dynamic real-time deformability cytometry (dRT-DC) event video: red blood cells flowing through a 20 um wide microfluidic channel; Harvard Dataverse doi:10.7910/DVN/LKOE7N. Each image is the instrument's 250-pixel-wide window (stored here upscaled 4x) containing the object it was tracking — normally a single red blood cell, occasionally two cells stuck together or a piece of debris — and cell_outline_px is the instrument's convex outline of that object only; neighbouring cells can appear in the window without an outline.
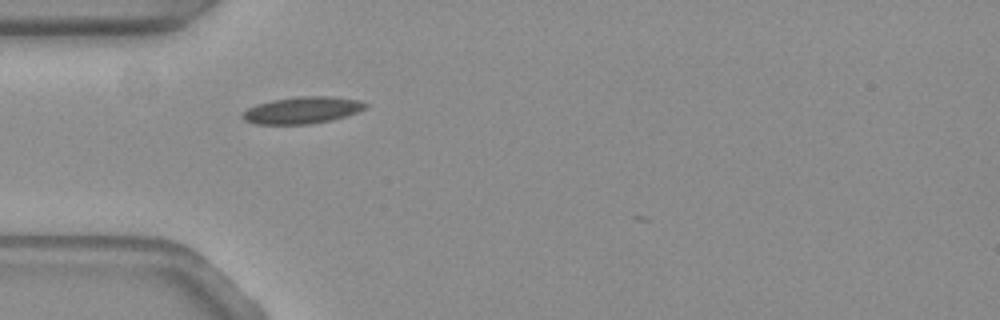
{"species": "common noctule bat (a hibernating species)", "species_latin": "Nyctalus noctula", "temperature_condition": "warm", "stored_images_in_passage": 31, "camera_frame_rate_fps": 3000, "um_per_image_px": 0.085, "animal": {"sex": "female", "body_mass_g": 19.3, "forearm_length_mm": 54.1}, "frame": {"image": 1, "passage_image": 1, "time_ms": 0.0, "image_size_px": [1000, 320], "cell_outline_px": [[368, 104], [364, 108], [356, 112], [332, 120], [312, 124], [256, 124], [244, 120], [240, 116], [240, 112], [256, 104], [272, 100], [296, 96], [332, 96], [360, 100]], "centroid_in_image_um": [25.64, 9.36], "position_along_channel_um": 59.4, "area_um2": 19.36}}
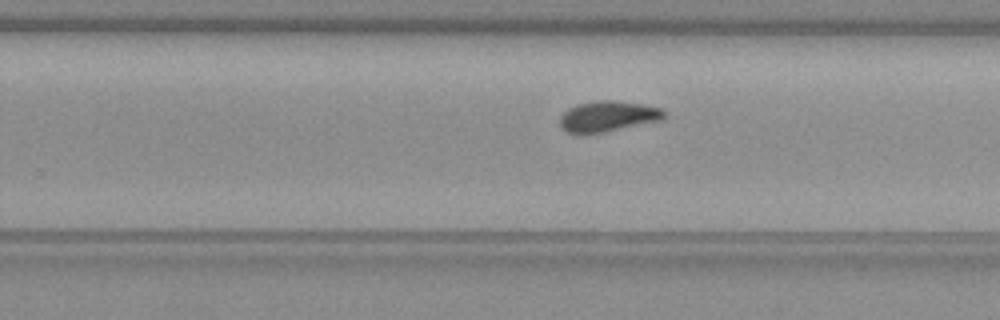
{"frame": {"image": 2, "passage_image": 19, "time_ms": 6.0, "image_size_px": [1000, 320], "cell_outline_px": [[664, 116], [660, 120], [600, 132], [568, 132], [560, 124], [560, 116], [568, 108], [580, 104], [596, 100], [612, 100], [640, 104], [660, 108], [664, 112]], "centroid_in_image_um": [51.65, 9.86], "position_along_channel_um": 278.2, "area_um2": 17.8}}
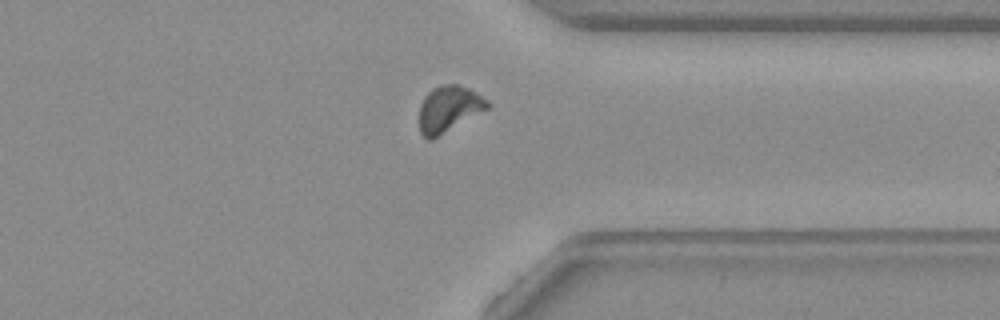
{"frame": {"image": 3, "passage_image": 27, "time_ms": 8.667, "image_size_px": [1000, 320], "cell_outline_px": [[492, 104], [488, 108], [432, 140], [428, 140], [420, 132], [420, 104], [424, 96], [432, 88], [440, 84], [456, 84], [468, 88], [476, 92], [488, 100]], "centroid_in_image_um": [38.14, 9.24], "position_along_channel_um": 373.3, "area_um2": 18.32}, "authors_computed_cell_mechanics": {"area_um2": 17.9758, "velocity_mm_per_s": 3.6839, "shape_relaxation_time_tau1_ms": null, "shape_relaxation_time_tau2_ms": 0.8572, "deformation_change_tau1": null, "deformation_change_tau2": 0.0498}}